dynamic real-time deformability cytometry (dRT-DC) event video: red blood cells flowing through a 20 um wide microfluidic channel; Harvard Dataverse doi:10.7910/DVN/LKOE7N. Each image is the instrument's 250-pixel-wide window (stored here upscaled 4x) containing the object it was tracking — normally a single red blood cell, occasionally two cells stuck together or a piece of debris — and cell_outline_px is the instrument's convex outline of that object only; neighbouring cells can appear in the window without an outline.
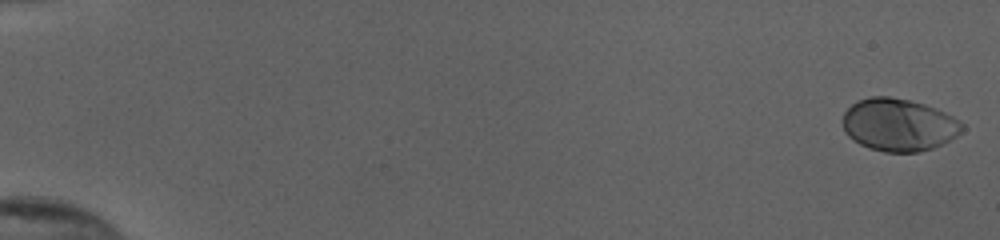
{"species": "human", "species_latin": "Homo sapiens", "temperature_condition": "cold", "stored_images_in_passage": 54, "camera_frame_rate_fps": 3000, "um_per_image_px": 0.085, "donor": {"sex": "female"}, "frame": {"image": 1, "passage_image": 1, "time_ms": 0.0, "image_size_px": [1000, 240], "cell_outline_px": [[964, 128], [956, 136], [932, 148], [920, 152], [884, 152], [868, 148], [852, 140], [848, 136], [844, 128], [844, 112], [856, 100], [872, 96], [888, 96], [908, 100], [924, 104], [936, 108], [960, 120], [964, 124]], "centroid_in_image_um": [76.38, 10.61], "position_along_channel_um": 8.6, "area_um2": 36.53}}
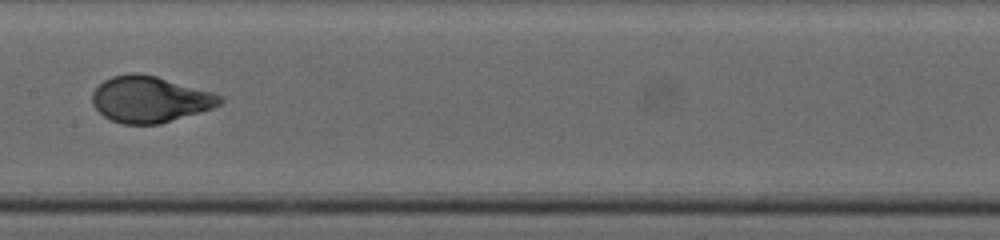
{"frame": {"image": 2, "passage_image": 30, "time_ms": 9.667, "image_size_px": [1000, 240], "cell_outline_px": [[224, 100], [220, 104], [212, 108], [200, 112], [160, 124], [120, 124], [104, 116], [92, 104], [92, 92], [104, 80], [112, 76], [132, 72], [136, 72], [156, 76], [212, 92], [224, 96]], "centroid_in_image_um": [12.74, 8.44], "position_along_channel_um": 194.7, "area_um2": 34.39}}
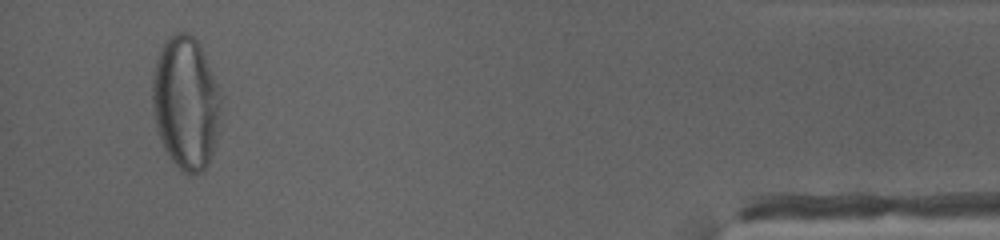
{"frame": {"image": 3, "passage_image": 52, "time_ms": 17.0, "image_size_px": [1000, 240], "cell_outline_px": [[220, 100], [216, 140], [208, 164], [200, 172], [184, 172], [168, 156], [160, 140], [156, 128], [152, 108], [152, 76], [156, 60], [160, 48], [164, 40], [168, 36], [176, 32], [188, 32], [196, 40], [204, 56], [216, 84], [220, 96]], "centroid_in_image_um": [15.74, 8.72], "position_along_channel_um": 419.5, "area_um2": 52.48}, "authors_computed_cell_mechanics": {"area_um2": 34.7378, "velocity_mm_per_s": 3.8688, "shape_relaxation_time_tau1_ms": 3.6465, "shape_relaxation_time_tau2_ms": null, "deformation_change_tau1": 0.1963, "deformation_change_tau2": null}}